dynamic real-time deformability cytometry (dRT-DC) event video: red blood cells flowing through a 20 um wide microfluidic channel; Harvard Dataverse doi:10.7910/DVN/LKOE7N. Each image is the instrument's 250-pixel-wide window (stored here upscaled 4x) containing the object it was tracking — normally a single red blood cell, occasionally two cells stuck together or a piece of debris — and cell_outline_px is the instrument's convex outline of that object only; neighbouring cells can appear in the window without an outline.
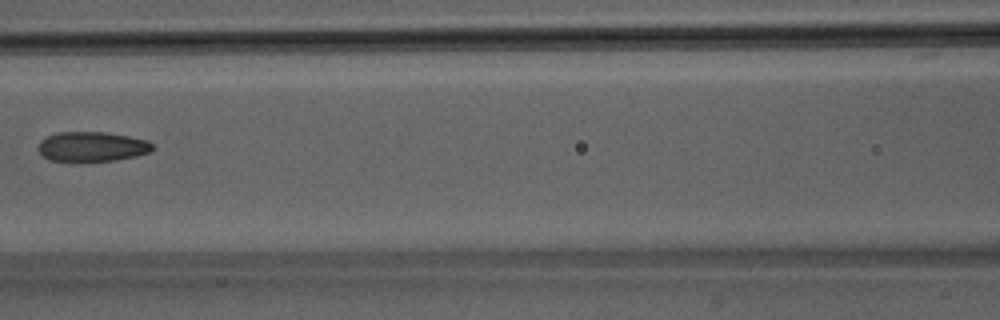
{"species": "Egyptian fruit bat (a non-hibernating species)", "species_latin": "Rousettus aegyptiacus", "temperature_condition": "room temperature", "stored_images_in_passage": 6, "camera_frame_rate_fps": 3000, "um_per_image_px": 0.085, "animal": {"sex": "male"}, "frame": {"image": 1, "passage_image": 6, "time_ms": 1.667, "image_size_px": [1000, 320], "cell_outline_px": [[152, 148], [148, 152], [136, 156], [116, 160], [72, 164], [48, 160], [36, 148], [40, 140], [56, 132], [104, 132], [128, 136], [148, 140], [152, 144]], "centroid_in_image_um": [7.74, 12.5], "position_along_channel_um": 158.9, "area_um2": 20.52}}